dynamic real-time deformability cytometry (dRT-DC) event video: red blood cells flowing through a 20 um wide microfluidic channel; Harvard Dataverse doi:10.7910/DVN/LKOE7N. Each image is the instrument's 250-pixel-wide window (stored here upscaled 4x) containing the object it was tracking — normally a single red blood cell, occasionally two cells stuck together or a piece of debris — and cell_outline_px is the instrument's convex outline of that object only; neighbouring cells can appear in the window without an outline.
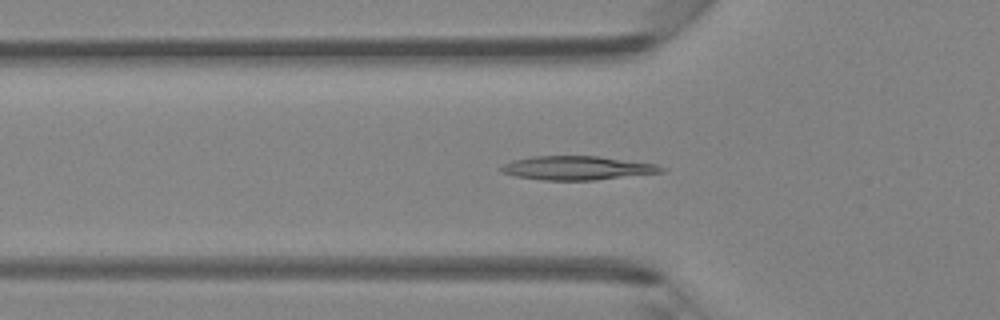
{"species": "Egyptian fruit bat (a non-hibernating species)", "species_latin": "Rousettus aegyptiacus", "temperature_condition": "room temperature", "stored_images_in_passage": 41, "segment_of_instrument_passage": [1, 2], "camera_frame_rate_fps": 3000, "um_per_image_px": 0.085, "animal": {"sex": "female"}, "frame": {"image": 1, "passage_image": 9, "time_ms": 2.667, "image_size_px": [1000, 320], "cell_outline_px": [[668, 168], [664, 172], [596, 180], [544, 180], [516, 176], [500, 172], [500, 168], [504, 164], [512, 160], [532, 156], [600, 156], [656, 164]], "centroid_in_image_um": [49.09, 14.27], "position_along_channel_um": 76.7, "area_um2": 22.37}}
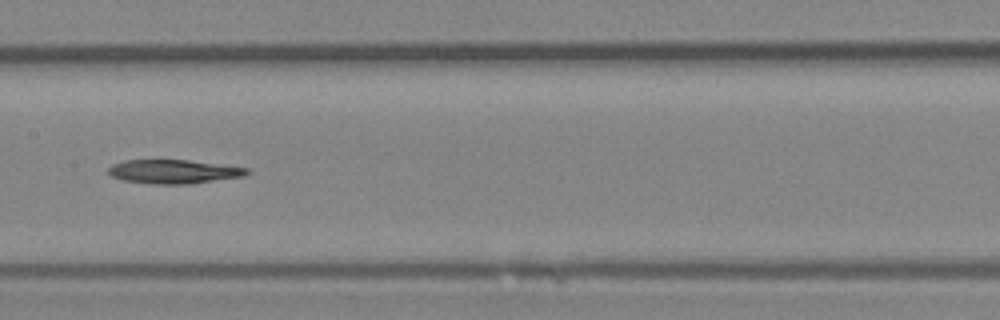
{"frame": {"image": 2, "passage_image": 17, "time_ms": 5.333, "image_size_px": [1000, 320], "cell_outline_px": [[252, 172], [244, 176], [188, 184], [148, 184], [120, 180], [112, 176], [108, 172], [108, 168], [112, 164], [124, 160], [188, 160], [248, 168]], "centroid_in_image_um": [14.73, 14.59], "position_along_channel_um": 192.7, "area_um2": 19.36}}
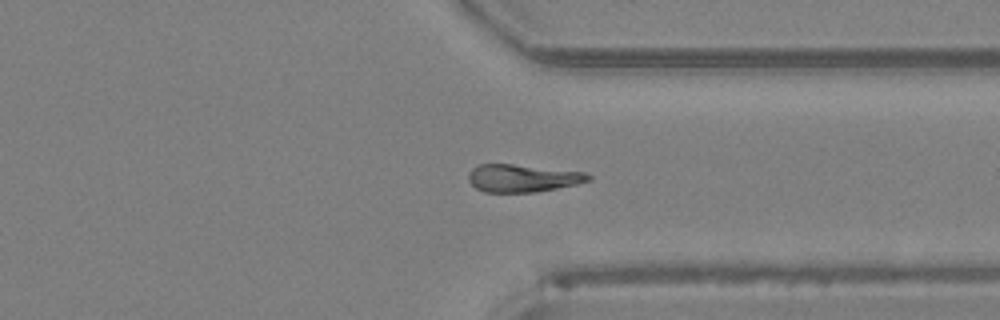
{"frame": {"image": 3, "passage_image": 29, "time_ms": 9.333, "image_size_px": [1000, 320], "cell_outline_px": [[592, 180], [576, 184], [536, 192], [484, 192], [476, 188], [468, 180], [468, 172], [476, 164], [512, 164], [584, 172], [592, 176]], "centroid_in_image_um": [44.39, 15.14], "position_along_channel_um": 367.0, "area_um2": 19.31}}